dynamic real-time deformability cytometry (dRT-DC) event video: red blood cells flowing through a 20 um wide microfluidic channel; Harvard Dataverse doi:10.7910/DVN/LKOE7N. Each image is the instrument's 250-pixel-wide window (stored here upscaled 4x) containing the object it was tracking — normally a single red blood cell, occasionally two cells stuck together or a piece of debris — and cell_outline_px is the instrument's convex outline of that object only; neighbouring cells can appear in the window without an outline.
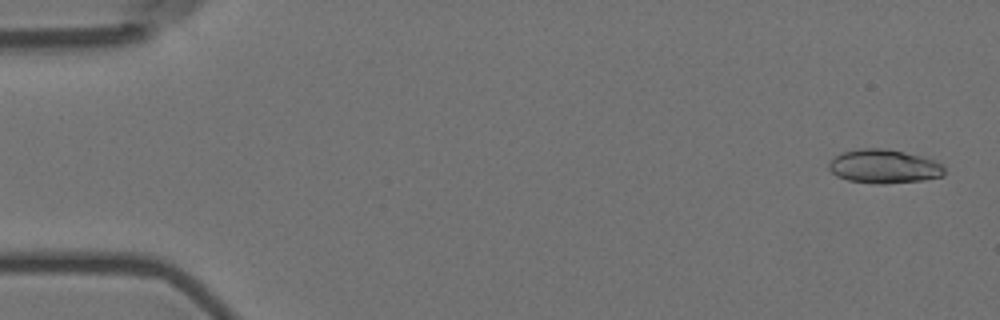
{"species": "Egyptian fruit bat (a non-hibernating species)", "species_latin": "Rousettus aegyptiacus", "temperature_condition": "room temperature", "stored_images_in_passage": 5, "camera_frame_rate_fps": 3000, "um_per_image_px": 0.085, "animal": {"sex": "female"}, "frame": {"image": 1, "passage_image": 1, "time_ms": 0.0, "image_size_px": [1000, 320], "cell_outline_px": [[944, 176], [924, 180], [884, 184], [880, 184], [848, 180], [836, 176], [828, 168], [828, 164], [840, 152], [860, 148], [884, 148], [904, 152], [920, 156], [932, 160], [940, 164], [944, 168]], "centroid_in_image_um": [75.11, 14.14], "position_along_channel_um": 9.9, "area_um2": 22.72}}
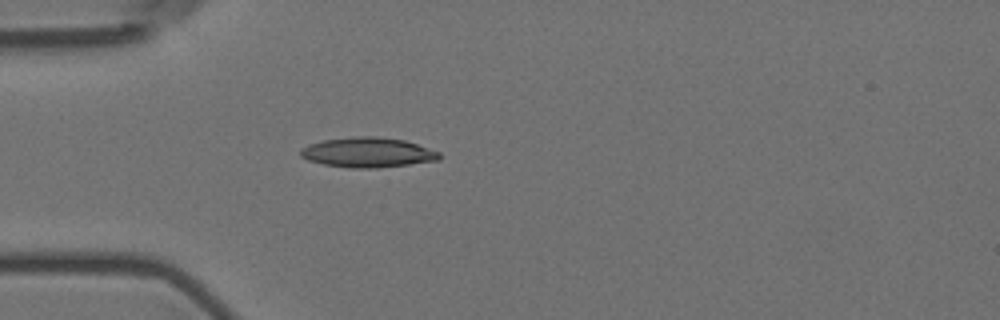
{"frame": {"image": 2, "passage_image": 5, "time_ms": 1.333, "image_size_px": [1000, 320], "cell_outline_px": [[440, 160], [376, 168], [352, 168], [324, 164], [308, 160], [300, 156], [300, 148], [308, 144], [324, 140], [356, 136], [376, 136], [404, 140], [440, 152]], "centroid_in_image_um": [31.24, 12.95], "position_along_channel_um": 53.8, "area_um2": 24.1}}